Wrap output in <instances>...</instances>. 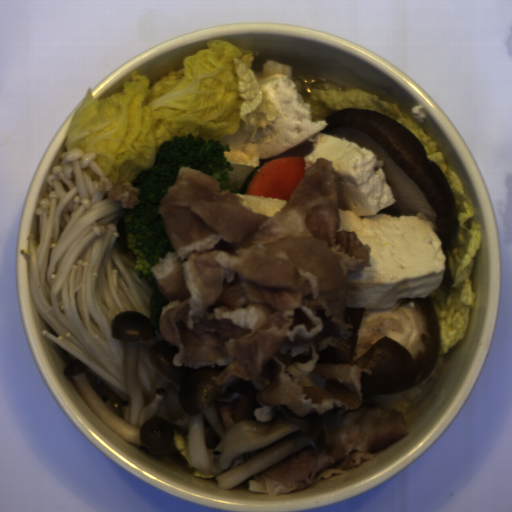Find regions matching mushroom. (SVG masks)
Returning <instances> with one entry per match:
<instances>
[{"label":"mushroom","mask_w":512,"mask_h":512,"mask_svg":"<svg viewBox=\"0 0 512 512\" xmlns=\"http://www.w3.org/2000/svg\"><path fill=\"white\" fill-rule=\"evenodd\" d=\"M322 121L326 126L320 132L367 147L376 153L377 161H387L383 171L395 204L376 214L422 213L433 223L441 248L459 230L453 192L440 165L403 123L376 110L349 107Z\"/></svg>","instance_id":"obj_2"},{"label":"mushroom","mask_w":512,"mask_h":512,"mask_svg":"<svg viewBox=\"0 0 512 512\" xmlns=\"http://www.w3.org/2000/svg\"><path fill=\"white\" fill-rule=\"evenodd\" d=\"M344 317L354 326L351 336L318 353V363L356 364L371 370V375L362 371L363 393L404 392L434 369L440 326L431 294L400 298L390 309L346 307Z\"/></svg>","instance_id":"obj_1"}]
</instances>
